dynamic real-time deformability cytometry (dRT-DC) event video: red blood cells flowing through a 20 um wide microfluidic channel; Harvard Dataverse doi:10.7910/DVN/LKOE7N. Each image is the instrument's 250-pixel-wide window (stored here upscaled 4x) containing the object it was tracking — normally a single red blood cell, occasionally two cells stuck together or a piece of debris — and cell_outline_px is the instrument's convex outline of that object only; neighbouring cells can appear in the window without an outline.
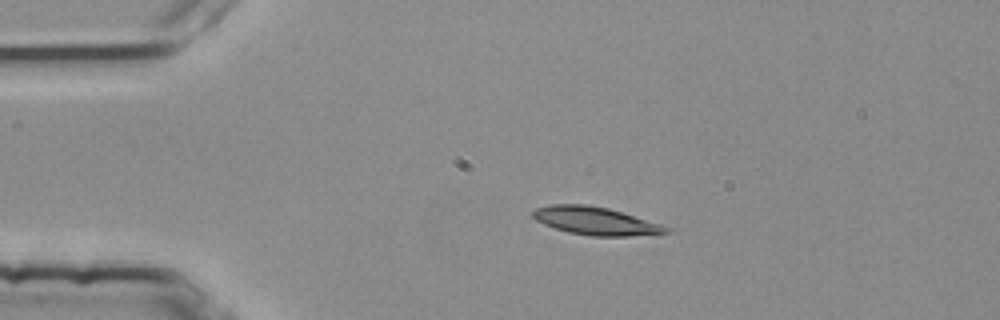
{"species": "common noctule bat (a hibernating species)", "species_latin": "Nyctalus noctula", "temperature_condition": "room temperature", "stored_images_in_passage": 3, "camera_frame_rate_fps": 3000, "um_per_image_px": 0.085, "animal": {"sex": "female", "body_mass_g": 25.1}, "frame": {"image": 1, "passage_image": 2, "time_ms": 0.333, "image_size_px": [1000, 320], "cell_outline_px": [[672, 232], [628, 236], [592, 236], [568, 232], [544, 224], [536, 220], [528, 212], [536, 208], [548, 204], [584, 204], [608, 208], [660, 224], [672, 228]], "centroid_in_image_um": [50.58, 18.77], "position_along_channel_um": 34.4, "area_um2": 21.68}}